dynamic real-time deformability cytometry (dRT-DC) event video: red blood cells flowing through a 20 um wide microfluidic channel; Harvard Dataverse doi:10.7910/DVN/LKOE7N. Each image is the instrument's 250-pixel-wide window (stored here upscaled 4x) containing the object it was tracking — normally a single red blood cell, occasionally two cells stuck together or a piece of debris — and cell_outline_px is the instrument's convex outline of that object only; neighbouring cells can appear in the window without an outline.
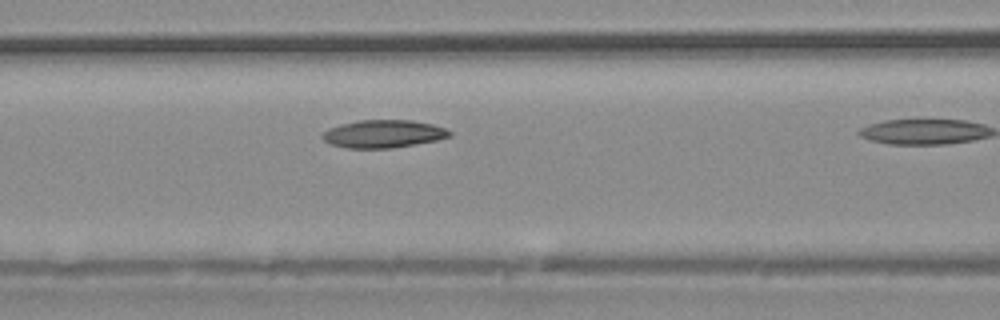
{"species": "common noctule bat (a hibernating species)", "species_latin": "Nyctalus noctula", "temperature_condition": "warm", "stored_images_in_passage": 6, "camera_frame_rate_fps": 3000, "um_per_image_px": 0.085, "animal": {"sex": "male", "body_mass_g": 20.4}, "frame": {"image": 1, "passage_image": 5, "time_ms": 1.333, "image_size_px": [1000, 320], "cell_outline_px": [[452, 136], [436, 140], [392, 148], [348, 148], [332, 144], [324, 140], [320, 136], [328, 128], [340, 124], [356, 120], [412, 120], [432, 124], [444, 128], [452, 132]], "centroid_in_image_um": [32.57, 11.37], "position_along_channel_um": 134.0, "area_um2": 20.58}}